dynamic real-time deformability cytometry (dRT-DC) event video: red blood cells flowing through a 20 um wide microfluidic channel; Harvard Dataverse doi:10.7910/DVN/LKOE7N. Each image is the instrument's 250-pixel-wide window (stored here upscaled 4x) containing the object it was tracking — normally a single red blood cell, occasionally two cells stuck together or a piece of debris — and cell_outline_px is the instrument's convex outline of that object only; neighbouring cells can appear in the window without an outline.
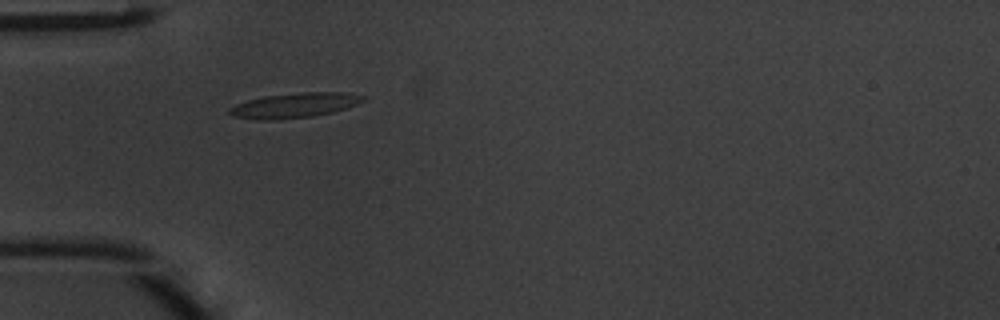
{"species": "common noctule bat (a hibernating species)", "species_latin": "Nyctalus noctula", "temperature_condition": "warm", "stored_images_in_passage": 34, "camera_frame_rate_fps": 3000, "um_per_image_px": 0.085, "animal": {"sex": "male", "body_mass_g": 20.1, "forearm_length_mm": 53.5}, "frame": {"image": 1, "passage_image": 1, "time_ms": 0.0, "image_size_px": [1000, 320], "cell_outline_px": [[364, 100], [356, 104], [332, 112], [312, 116], [268, 120], [256, 120], [232, 116], [228, 112], [228, 108], [236, 104], [248, 100], [264, 96], [300, 92], [348, 92], [364, 96]], "centroid_in_image_um": [24.99, 8.95], "position_along_channel_um": 60.0, "area_um2": 19.25}}
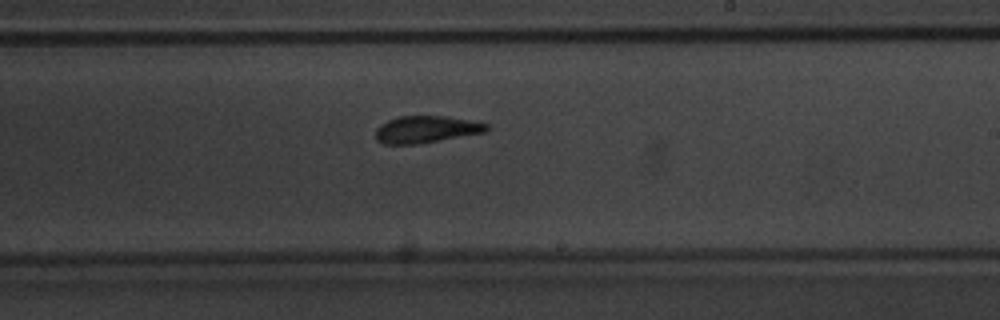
{"frame": {"image": 2, "passage_image": 15, "time_ms": 4.667, "image_size_px": [1000, 320], "cell_outline_px": [[488, 132], [416, 144], [384, 144], [376, 140], [376, 128], [380, 124], [396, 116], [448, 116], [488, 124]], "centroid_in_image_um": [36.21, 10.99], "position_along_channel_um": 252.8, "area_um2": 17.51}}
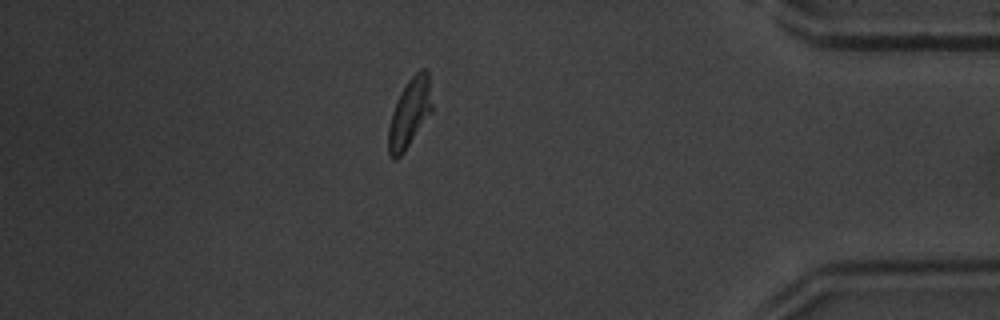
{"frame": {"image": 3, "passage_image": 28, "time_ms": 9.0, "image_size_px": [1000, 320], "cell_outline_px": [[432, 112], [404, 152], [396, 160], [392, 160], [388, 156], [388, 128], [392, 112], [400, 92], [408, 80], [420, 68], [424, 68], [428, 72], [432, 104]], "centroid_in_image_um": [34.8, 9.63], "position_along_channel_um": 400.4, "area_um2": 17.63}, "authors_computed_cell_mechanics": {"area_um2": 17.7157, "velocity_mm_per_s": 4.2076, "shape_relaxation_time_tau1_ms": 2.8893, "shape_relaxation_time_tau2_ms": 1.1993, "deformation_change_tau1": 0.1585, "deformation_change_tau2": 0.1049}}